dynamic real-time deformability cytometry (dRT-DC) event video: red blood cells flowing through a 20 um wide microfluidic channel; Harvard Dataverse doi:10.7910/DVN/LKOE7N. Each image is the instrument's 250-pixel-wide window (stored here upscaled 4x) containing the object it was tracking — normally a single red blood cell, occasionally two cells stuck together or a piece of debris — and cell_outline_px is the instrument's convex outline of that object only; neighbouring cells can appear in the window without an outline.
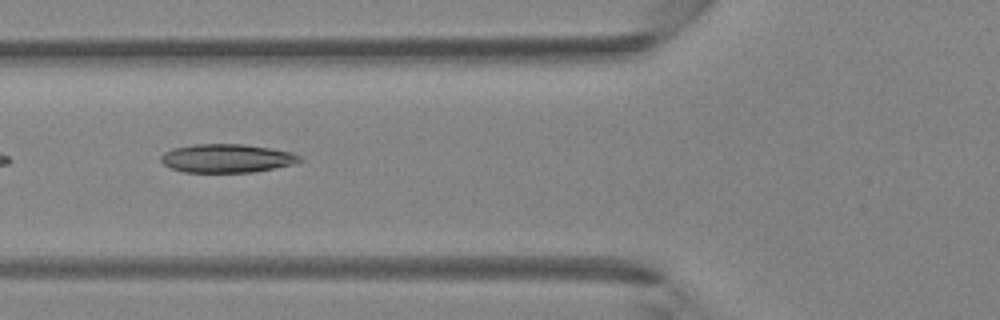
{"species": "Egyptian fruit bat (a non-hibernating species)", "species_latin": "Rousettus aegyptiacus", "temperature_condition": "room temperature", "stored_images_in_passage": 5, "camera_frame_rate_fps": 3000, "um_per_image_px": 0.085, "animal": {"sex": "female"}, "frame": {"image": 1, "passage_image": 5, "time_ms": 4.667, "image_size_px": [1000, 320], "cell_outline_px": [[304, 160], [292, 164], [252, 172], [184, 172], [172, 168], [164, 164], [160, 160], [160, 156], [164, 152], [172, 148], [192, 144], [244, 144], [292, 152], [300, 156]], "centroid_in_image_um": [19.25, 13.45], "position_along_channel_um": 106.6, "area_um2": 23.0}}